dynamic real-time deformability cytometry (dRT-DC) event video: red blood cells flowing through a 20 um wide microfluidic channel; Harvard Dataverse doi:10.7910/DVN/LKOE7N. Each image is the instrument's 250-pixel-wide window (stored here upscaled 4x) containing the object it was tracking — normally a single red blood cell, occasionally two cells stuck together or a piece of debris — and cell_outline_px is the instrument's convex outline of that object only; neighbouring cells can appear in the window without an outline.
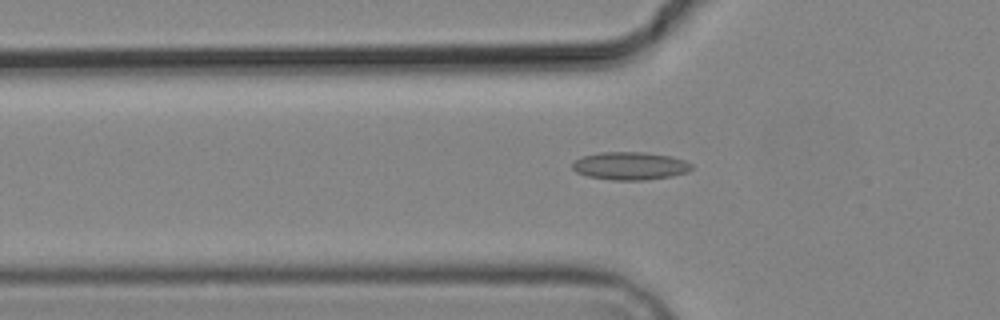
{"species": "common noctule bat (a hibernating species)", "species_latin": "Nyctalus noctula", "temperature_condition": "cold", "stored_images_in_passage": 5, "camera_frame_rate_fps": 3000, "um_per_image_px": 0.085, "animal": {"sex": "male", "body_mass_g": 19.2, "forearm_length_mm": 51.8}, "frame": {"image": 1, "passage_image": 5, "time_ms": 4.667, "image_size_px": [1000, 320], "cell_outline_px": [[692, 168], [688, 172], [672, 176], [644, 180], [612, 180], [588, 176], [576, 172], [572, 168], [572, 164], [580, 156], [600, 152], [644, 152], [672, 156], [684, 160], [692, 164]], "centroid_in_image_um": [53.56, 14.09], "position_along_channel_um": 72.2, "area_um2": 19.48}}